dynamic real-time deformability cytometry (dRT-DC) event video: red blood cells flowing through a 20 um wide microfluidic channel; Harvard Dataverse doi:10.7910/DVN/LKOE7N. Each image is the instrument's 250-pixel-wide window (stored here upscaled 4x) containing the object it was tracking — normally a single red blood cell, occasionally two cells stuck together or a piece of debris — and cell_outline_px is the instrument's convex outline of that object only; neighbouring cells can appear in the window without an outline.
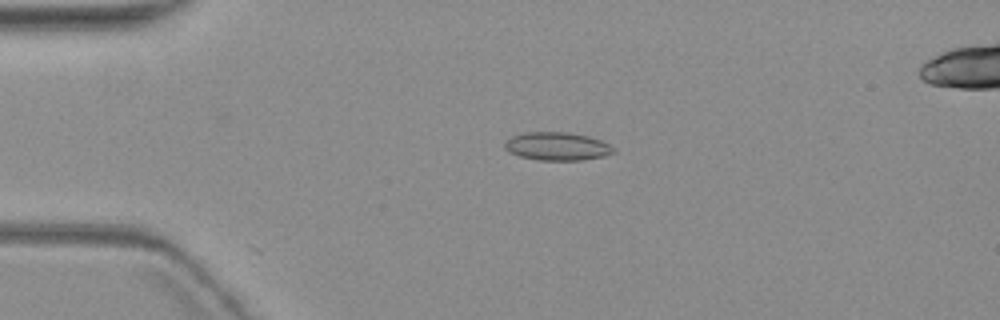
{"species": "common noctule bat (a hibernating species)", "species_latin": "Nyctalus noctula", "temperature_condition": "warm", "stored_images_in_passage": 7, "camera_frame_rate_fps": 3000, "um_per_image_px": 0.085, "animal": {"sex": "female", "body_mass_g": 19.3, "forearm_length_mm": 54.1}, "frame": {"image": 1, "passage_image": 4, "time_ms": 3.667, "image_size_px": [1000, 320], "cell_outline_px": [[616, 152], [604, 156], [584, 160], [536, 160], [520, 156], [508, 152], [504, 148], [504, 140], [512, 136], [524, 132], [568, 132], [588, 136], [600, 140], [616, 148]], "centroid_in_image_um": [47.34, 12.44], "position_along_channel_um": 37.7, "area_um2": 18.09}}